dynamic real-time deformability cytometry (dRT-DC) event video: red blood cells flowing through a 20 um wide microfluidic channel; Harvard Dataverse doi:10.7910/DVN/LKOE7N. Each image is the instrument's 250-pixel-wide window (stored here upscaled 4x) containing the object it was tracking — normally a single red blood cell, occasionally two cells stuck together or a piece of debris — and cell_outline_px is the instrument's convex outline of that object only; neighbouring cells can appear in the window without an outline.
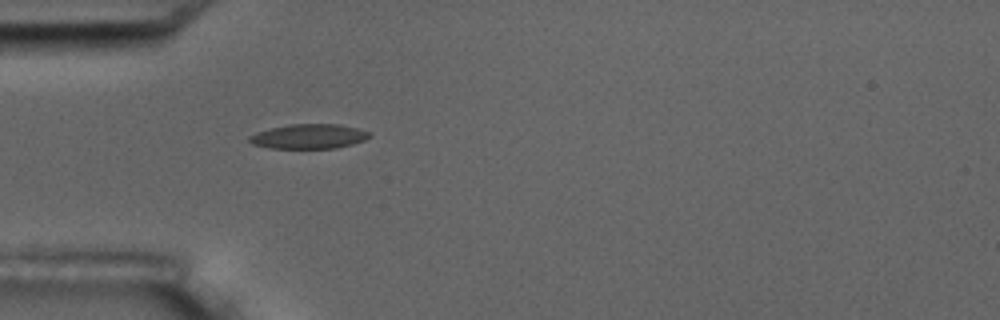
{"species": "common noctule bat (a hibernating species)", "species_latin": "Nyctalus noctula", "temperature_condition": "room temperature", "stored_images_in_passage": 1, "camera_frame_rate_fps": 3000, "um_per_image_px": 0.085, "animal": {"sex": "male", "body_mass_g": 17.5, "forearm_length_mm": 52.3}, "frame": {"image": 1, "passage_image": 1, "time_ms": 0.0, "image_size_px": [1000, 320], "cell_outline_px": [[372, 136], [364, 140], [352, 144], [336, 148], [268, 148], [252, 144], [248, 140], [248, 136], [256, 132], [288, 124], [340, 124], [372, 132]], "centroid_in_image_um": [26.26, 11.59], "position_along_channel_um": 58.7, "area_um2": 17.34}}